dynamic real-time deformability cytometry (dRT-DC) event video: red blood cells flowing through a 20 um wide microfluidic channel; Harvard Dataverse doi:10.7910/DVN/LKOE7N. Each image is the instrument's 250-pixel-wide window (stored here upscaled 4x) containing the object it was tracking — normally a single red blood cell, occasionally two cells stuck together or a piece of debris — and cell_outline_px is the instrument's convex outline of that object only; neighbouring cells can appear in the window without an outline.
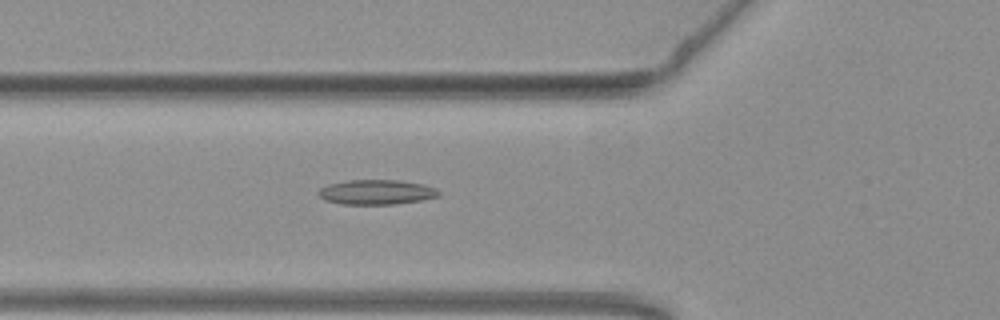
{"species": "common noctule bat (a hibernating species)", "species_latin": "Nyctalus noctula", "temperature_condition": "warm", "stored_images_in_passage": 43, "camera_frame_rate_fps": 3000, "um_per_image_px": 0.085, "animal": {"sex": "female", "body_mass_g": 19.3, "forearm_length_mm": 54.1}, "frame": {"image": 1, "passage_image": 9, "time_ms": 2.667, "image_size_px": [1000, 320], "cell_outline_px": [[440, 196], [424, 200], [396, 204], [340, 204], [324, 200], [316, 192], [320, 188], [328, 184], [348, 180], [396, 180], [424, 184], [440, 192]], "centroid_in_image_um": [31.98, 16.34], "position_along_channel_um": 93.8, "area_um2": 17.46}}
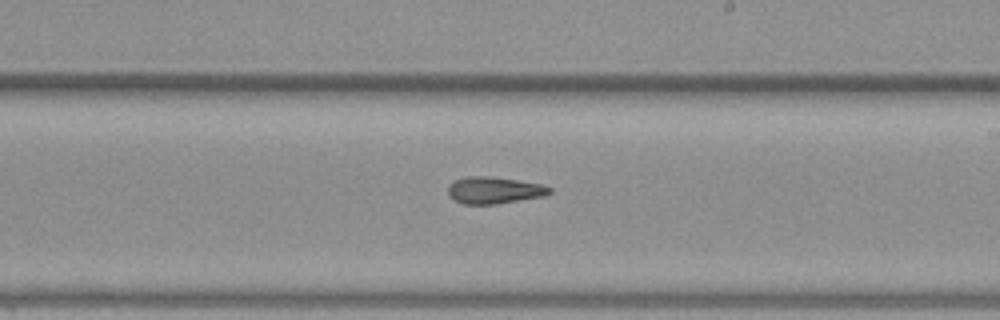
{"frame": {"image": 2, "passage_image": 21, "time_ms": 6.667, "image_size_px": [1000, 320], "cell_outline_px": [[552, 192], [544, 196], [496, 204], [464, 204], [452, 200], [448, 196], [448, 184], [456, 180], [468, 176], [488, 176], [516, 180], [540, 184], [552, 188]], "centroid_in_image_um": [41.96, 16.18], "position_along_channel_um": 247.0, "area_um2": 15.9}}
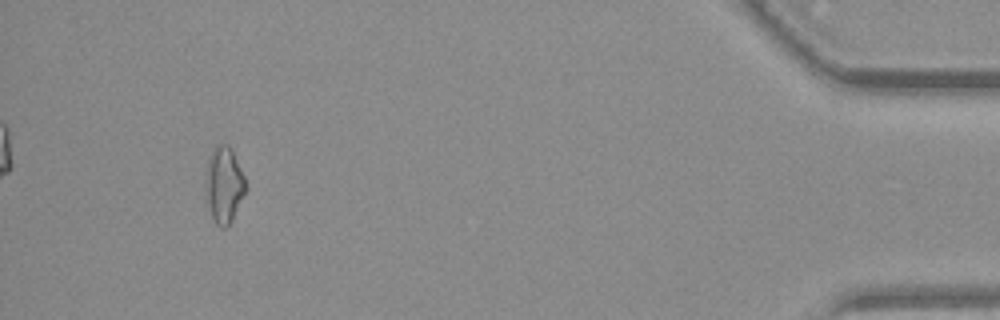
{"frame": {"image": 3, "passage_image": 40, "time_ms": 13.0, "image_size_px": [1000, 320], "cell_outline_px": [[244, 192], [232, 220], [224, 228], [220, 228], [212, 220], [204, 196], [204, 184], [208, 160], [212, 148], [216, 144], [228, 144], [232, 148], [244, 176]], "centroid_in_image_um": [18.97, 15.7], "position_along_channel_um": 416.2, "area_um2": 17.98}, "authors_computed_cell_mechanics": {"area_um2": 16.1262, "velocity_mm_per_s": 3.8186, "shape_relaxation_time_tau1_ms": null, "shape_relaxation_time_tau2_ms": 4.4115, "deformation_change_tau1": null, "deformation_change_tau2": 0.1397}}